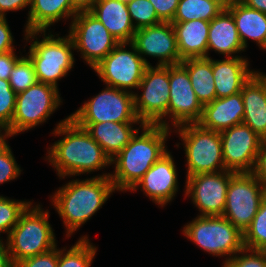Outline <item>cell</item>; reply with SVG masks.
<instances>
[{
	"mask_svg": "<svg viewBox=\"0 0 266 267\" xmlns=\"http://www.w3.org/2000/svg\"><path fill=\"white\" fill-rule=\"evenodd\" d=\"M52 134L64 137L48 148L46 158L60 179L91 173L112 165L102 147L70 116L60 121Z\"/></svg>",
	"mask_w": 266,
	"mask_h": 267,
	"instance_id": "6da1fadb",
	"label": "cell"
},
{
	"mask_svg": "<svg viewBox=\"0 0 266 267\" xmlns=\"http://www.w3.org/2000/svg\"><path fill=\"white\" fill-rule=\"evenodd\" d=\"M129 143L111 160L115 164L110 179L116 191L131 190L143 175L168 152L165 145L170 128L158 124H143Z\"/></svg>",
	"mask_w": 266,
	"mask_h": 267,
	"instance_id": "7a4b0ae2",
	"label": "cell"
},
{
	"mask_svg": "<svg viewBox=\"0 0 266 267\" xmlns=\"http://www.w3.org/2000/svg\"><path fill=\"white\" fill-rule=\"evenodd\" d=\"M110 175L104 173L81 181L72 179L51 196L52 205L65 224L66 237L91 219L116 190Z\"/></svg>",
	"mask_w": 266,
	"mask_h": 267,
	"instance_id": "3957f363",
	"label": "cell"
},
{
	"mask_svg": "<svg viewBox=\"0 0 266 267\" xmlns=\"http://www.w3.org/2000/svg\"><path fill=\"white\" fill-rule=\"evenodd\" d=\"M39 33L44 35L43 39L38 41ZM24 34L26 41L32 39L27 56L34 65L38 82L58 88V80L65 77L74 66L72 50H75V46L71 36L68 34L55 38L51 33L46 36V31H31Z\"/></svg>",
	"mask_w": 266,
	"mask_h": 267,
	"instance_id": "277c9868",
	"label": "cell"
},
{
	"mask_svg": "<svg viewBox=\"0 0 266 267\" xmlns=\"http://www.w3.org/2000/svg\"><path fill=\"white\" fill-rule=\"evenodd\" d=\"M30 204L7 237L13 264L49 252L57 247L55 235L49 224V210Z\"/></svg>",
	"mask_w": 266,
	"mask_h": 267,
	"instance_id": "5b68a950",
	"label": "cell"
},
{
	"mask_svg": "<svg viewBox=\"0 0 266 267\" xmlns=\"http://www.w3.org/2000/svg\"><path fill=\"white\" fill-rule=\"evenodd\" d=\"M186 238L212 256L230 260L244 248L243 233L224 216H197L183 227Z\"/></svg>",
	"mask_w": 266,
	"mask_h": 267,
	"instance_id": "8992f818",
	"label": "cell"
},
{
	"mask_svg": "<svg viewBox=\"0 0 266 267\" xmlns=\"http://www.w3.org/2000/svg\"><path fill=\"white\" fill-rule=\"evenodd\" d=\"M183 141L187 177L200 173L226 170L222 155L220 132L201 127L197 123L175 127Z\"/></svg>",
	"mask_w": 266,
	"mask_h": 267,
	"instance_id": "52a82bcc",
	"label": "cell"
},
{
	"mask_svg": "<svg viewBox=\"0 0 266 267\" xmlns=\"http://www.w3.org/2000/svg\"><path fill=\"white\" fill-rule=\"evenodd\" d=\"M69 116L77 124L141 122L135 111L134 92L110 86Z\"/></svg>",
	"mask_w": 266,
	"mask_h": 267,
	"instance_id": "ba28073f",
	"label": "cell"
},
{
	"mask_svg": "<svg viewBox=\"0 0 266 267\" xmlns=\"http://www.w3.org/2000/svg\"><path fill=\"white\" fill-rule=\"evenodd\" d=\"M58 90L53 85L37 82L18 93L12 123L7 132L14 136L46 122L62 103Z\"/></svg>",
	"mask_w": 266,
	"mask_h": 267,
	"instance_id": "9c48e42d",
	"label": "cell"
},
{
	"mask_svg": "<svg viewBox=\"0 0 266 267\" xmlns=\"http://www.w3.org/2000/svg\"><path fill=\"white\" fill-rule=\"evenodd\" d=\"M137 89L143 91L140 95L134 93L135 111L141 122L170 128L164 118L168 117L170 97L169 66H148Z\"/></svg>",
	"mask_w": 266,
	"mask_h": 267,
	"instance_id": "30bf717a",
	"label": "cell"
},
{
	"mask_svg": "<svg viewBox=\"0 0 266 267\" xmlns=\"http://www.w3.org/2000/svg\"><path fill=\"white\" fill-rule=\"evenodd\" d=\"M265 197L266 188L252 173H235L229 181L222 216L244 233Z\"/></svg>",
	"mask_w": 266,
	"mask_h": 267,
	"instance_id": "8fae6325",
	"label": "cell"
},
{
	"mask_svg": "<svg viewBox=\"0 0 266 267\" xmlns=\"http://www.w3.org/2000/svg\"><path fill=\"white\" fill-rule=\"evenodd\" d=\"M147 67L132 43H119L93 70L106 86L130 91L138 88Z\"/></svg>",
	"mask_w": 266,
	"mask_h": 267,
	"instance_id": "7c38bea8",
	"label": "cell"
},
{
	"mask_svg": "<svg viewBox=\"0 0 266 267\" xmlns=\"http://www.w3.org/2000/svg\"><path fill=\"white\" fill-rule=\"evenodd\" d=\"M69 28L75 50L80 51L82 58L92 69L119 44L102 22L89 11L78 12Z\"/></svg>",
	"mask_w": 266,
	"mask_h": 267,
	"instance_id": "4fadbf2b",
	"label": "cell"
},
{
	"mask_svg": "<svg viewBox=\"0 0 266 267\" xmlns=\"http://www.w3.org/2000/svg\"><path fill=\"white\" fill-rule=\"evenodd\" d=\"M231 171L200 173L186 178L185 197L190 196L199 209L198 216H222L226 204V195Z\"/></svg>",
	"mask_w": 266,
	"mask_h": 267,
	"instance_id": "5bb4252c",
	"label": "cell"
},
{
	"mask_svg": "<svg viewBox=\"0 0 266 267\" xmlns=\"http://www.w3.org/2000/svg\"><path fill=\"white\" fill-rule=\"evenodd\" d=\"M220 136L226 170L251 173L263 139L244 123L221 131Z\"/></svg>",
	"mask_w": 266,
	"mask_h": 267,
	"instance_id": "9a60e30c",
	"label": "cell"
},
{
	"mask_svg": "<svg viewBox=\"0 0 266 267\" xmlns=\"http://www.w3.org/2000/svg\"><path fill=\"white\" fill-rule=\"evenodd\" d=\"M169 83L168 117L172 119V126L197 123L203 105L193 90L187 70L181 64L169 65Z\"/></svg>",
	"mask_w": 266,
	"mask_h": 267,
	"instance_id": "2e32d148",
	"label": "cell"
},
{
	"mask_svg": "<svg viewBox=\"0 0 266 267\" xmlns=\"http://www.w3.org/2000/svg\"><path fill=\"white\" fill-rule=\"evenodd\" d=\"M148 66L145 55L158 58L157 66L177 65L182 62L177 49L172 23L161 22L137 29L131 42Z\"/></svg>",
	"mask_w": 266,
	"mask_h": 267,
	"instance_id": "e0dca14e",
	"label": "cell"
},
{
	"mask_svg": "<svg viewBox=\"0 0 266 267\" xmlns=\"http://www.w3.org/2000/svg\"><path fill=\"white\" fill-rule=\"evenodd\" d=\"M177 170L173 157L168 151L143 175L137 184L130 190L141 188L155 204L164 206L178 192Z\"/></svg>",
	"mask_w": 266,
	"mask_h": 267,
	"instance_id": "ac0fdd59",
	"label": "cell"
},
{
	"mask_svg": "<svg viewBox=\"0 0 266 267\" xmlns=\"http://www.w3.org/2000/svg\"><path fill=\"white\" fill-rule=\"evenodd\" d=\"M244 103L243 123L266 140V74L255 71L241 90Z\"/></svg>",
	"mask_w": 266,
	"mask_h": 267,
	"instance_id": "d6986e66",
	"label": "cell"
},
{
	"mask_svg": "<svg viewBox=\"0 0 266 267\" xmlns=\"http://www.w3.org/2000/svg\"><path fill=\"white\" fill-rule=\"evenodd\" d=\"M244 103L241 92L223 98H216L203 106L197 122L201 127L221 132L243 123Z\"/></svg>",
	"mask_w": 266,
	"mask_h": 267,
	"instance_id": "ffe728a7",
	"label": "cell"
},
{
	"mask_svg": "<svg viewBox=\"0 0 266 267\" xmlns=\"http://www.w3.org/2000/svg\"><path fill=\"white\" fill-rule=\"evenodd\" d=\"M212 59V72L216 98L228 97L241 92L244 83L253 75L249 61L244 57H225Z\"/></svg>",
	"mask_w": 266,
	"mask_h": 267,
	"instance_id": "44dd1931",
	"label": "cell"
},
{
	"mask_svg": "<svg viewBox=\"0 0 266 267\" xmlns=\"http://www.w3.org/2000/svg\"><path fill=\"white\" fill-rule=\"evenodd\" d=\"M119 43H131L136 29L131 21L127 3L118 0H97L89 11Z\"/></svg>",
	"mask_w": 266,
	"mask_h": 267,
	"instance_id": "7402d4cb",
	"label": "cell"
},
{
	"mask_svg": "<svg viewBox=\"0 0 266 267\" xmlns=\"http://www.w3.org/2000/svg\"><path fill=\"white\" fill-rule=\"evenodd\" d=\"M225 8L232 14L241 43L247 48L248 39L266 50V14L252 9L240 0H228Z\"/></svg>",
	"mask_w": 266,
	"mask_h": 267,
	"instance_id": "603a6c76",
	"label": "cell"
},
{
	"mask_svg": "<svg viewBox=\"0 0 266 267\" xmlns=\"http://www.w3.org/2000/svg\"><path fill=\"white\" fill-rule=\"evenodd\" d=\"M210 50L224 57H241L233 54L244 51L232 14L224 8L210 21L208 32L207 57Z\"/></svg>",
	"mask_w": 266,
	"mask_h": 267,
	"instance_id": "cb8c5ba5",
	"label": "cell"
},
{
	"mask_svg": "<svg viewBox=\"0 0 266 267\" xmlns=\"http://www.w3.org/2000/svg\"><path fill=\"white\" fill-rule=\"evenodd\" d=\"M142 122H101L93 124H78L85 128L90 136L102 147L105 154L112 160L130 141L137 132L134 124Z\"/></svg>",
	"mask_w": 266,
	"mask_h": 267,
	"instance_id": "d4e9b609",
	"label": "cell"
},
{
	"mask_svg": "<svg viewBox=\"0 0 266 267\" xmlns=\"http://www.w3.org/2000/svg\"><path fill=\"white\" fill-rule=\"evenodd\" d=\"M171 23L176 35L177 49L182 60L207 57L210 22L198 19Z\"/></svg>",
	"mask_w": 266,
	"mask_h": 267,
	"instance_id": "484cf974",
	"label": "cell"
},
{
	"mask_svg": "<svg viewBox=\"0 0 266 267\" xmlns=\"http://www.w3.org/2000/svg\"><path fill=\"white\" fill-rule=\"evenodd\" d=\"M25 32L46 31L61 19L77 15L70 0H31Z\"/></svg>",
	"mask_w": 266,
	"mask_h": 267,
	"instance_id": "4316f807",
	"label": "cell"
},
{
	"mask_svg": "<svg viewBox=\"0 0 266 267\" xmlns=\"http://www.w3.org/2000/svg\"><path fill=\"white\" fill-rule=\"evenodd\" d=\"M180 64L187 70L193 90L203 106L216 99L211 57L188 58Z\"/></svg>",
	"mask_w": 266,
	"mask_h": 267,
	"instance_id": "83f0119b",
	"label": "cell"
},
{
	"mask_svg": "<svg viewBox=\"0 0 266 267\" xmlns=\"http://www.w3.org/2000/svg\"><path fill=\"white\" fill-rule=\"evenodd\" d=\"M227 0H180L172 22L205 20L210 22L226 6Z\"/></svg>",
	"mask_w": 266,
	"mask_h": 267,
	"instance_id": "f1b7e54d",
	"label": "cell"
},
{
	"mask_svg": "<svg viewBox=\"0 0 266 267\" xmlns=\"http://www.w3.org/2000/svg\"><path fill=\"white\" fill-rule=\"evenodd\" d=\"M92 244L87 236H82L70 249H60L57 267H90L97 252Z\"/></svg>",
	"mask_w": 266,
	"mask_h": 267,
	"instance_id": "f546056e",
	"label": "cell"
},
{
	"mask_svg": "<svg viewBox=\"0 0 266 267\" xmlns=\"http://www.w3.org/2000/svg\"><path fill=\"white\" fill-rule=\"evenodd\" d=\"M243 244L247 249L266 251V197L260 203L250 226L243 233Z\"/></svg>",
	"mask_w": 266,
	"mask_h": 267,
	"instance_id": "4dcf8cb0",
	"label": "cell"
},
{
	"mask_svg": "<svg viewBox=\"0 0 266 267\" xmlns=\"http://www.w3.org/2000/svg\"><path fill=\"white\" fill-rule=\"evenodd\" d=\"M8 81L16 94L27 90L38 82L34 65L28 56H21L16 62Z\"/></svg>",
	"mask_w": 266,
	"mask_h": 267,
	"instance_id": "1f68e13d",
	"label": "cell"
},
{
	"mask_svg": "<svg viewBox=\"0 0 266 267\" xmlns=\"http://www.w3.org/2000/svg\"><path fill=\"white\" fill-rule=\"evenodd\" d=\"M32 204L30 201L14 200L0 196V233L7 237L19 221L21 214Z\"/></svg>",
	"mask_w": 266,
	"mask_h": 267,
	"instance_id": "d6a6232c",
	"label": "cell"
},
{
	"mask_svg": "<svg viewBox=\"0 0 266 267\" xmlns=\"http://www.w3.org/2000/svg\"><path fill=\"white\" fill-rule=\"evenodd\" d=\"M127 7L136 30L161 23L149 0H132L127 3Z\"/></svg>",
	"mask_w": 266,
	"mask_h": 267,
	"instance_id": "836d02e7",
	"label": "cell"
},
{
	"mask_svg": "<svg viewBox=\"0 0 266 267\" xmlns=\"http://www.w3.org/2000/svg\"><path fill=\"white\" fill-rule=\"evenodd\" d=\"M17 94L8 80L0 79V129L7 131L15 112Z\"/></svg>",
	"mask_w": 266,
	"mask_h": 267,
	"instance_id": "e575fe53",
	"label": "cell"
},
{
	"mask_svg": "<svg viewBox=\"0 0 266 267\" xmlns=\"http://www.w3.org/2000/svg\"><path fill=\"white\" fill-rule=\"evenodd\" d=\"M223 264L222 267H266V251L243 248Z\"/></svg>",
	"mask_w": 266,
	"mask_h": 267,
	"instance_id": "d590c367",
	"label": "cell"
},
{
	"mask_svg": "<svg viewBox=\"0 0 266 267\" xmlns=\"http://www.w3.org/2000/svg\"><path fill=\"white\" fill-rule=\"evenodd\" d=\"M13 156L10 146L0 154V184L16 179L21 169Z\"/></svg>",
	"mask_w": 266,
	"mask_h": 267,
	"instance_id": "8d00e7d4",
	"label": "cell"
},
{
	"mask_svg": "<svg viewBox=\"0 0 266 267\" xmlns=\"http://www.w3.org/2000/svg\"><path fill=\"white\" fill-rule=\"evenodd\" d=\"M58 255L59 249L55 247L49 252L25 258L15 264V267H57Z\"/></svg>",
	"mask_w": 266,
	"mask_h": 267,
	"instance_id": "74e56055",
	"label": "cell"
},
{
	"mask_svg": "<svg viewBox=\"0 0 266 267\" xmlns=\"http://www.w3.org/2000/svg\"><path fill=\"white\" fill-rule=\"evenodd\" d=\"M180 0H149L161 22H172Z\"/></svg>",
	"mask_w": 266,
	"mask_h": 267,
	"instance_id": "f35d334b",
	"label": "cell"
},
{
	"mask_svg": "<svg viewBox=\"0 0 266 267\" xmlns=\"http://www.w3.org/2000/svg\"><path fill=\"white\" fill-rule=\"evenodd\" d=\"M266 188V140L261 143L253 171L251 172Z\"/></svg>",
	"mask_w": 266,
	"mask_h": 267,
	"instance_id": "ab89813d",
	"label": "cell"
},
{
	"mask_svg": "<svg viewBox=\"0 0 266 267\" xmlns=\"http://www.w3.org/2000/svg\"><path fill=\"white\" fill-rule=\"evenodd\" d=\"M13 35L6 20V17H0V54L13 51Z\"/></svg>",
	"mask_w": 266,
	"mask_h": 267,
	"instance_id": "60d3db41",
	"label": "cell"
},
{
	"mask_svg": "<svg viewBox=\"0 0 266 267\" xmlns=\"http://www.w3.org/2000/svg\"><path fill=\"white\" fill-rule=\"evenodd\" d=\"M20 58L14 50L0 54V79L9 80L10 73Z\"/></svg>",
	"mask_w": 266,
	"mask_h": 267,
	"instance_id": "b9f144b4",
	"label": "cell"
},
{
	"mask_svg": "<svg viewBox=\"0 0 266 267\" xmlns=\"http://www.w3.org/2000/svg\"><path fill=\"white\" fill-rule=\"evenodd\" d=\"M31 0H0V17H5V12L18 11L27 6L30 7Z\"/></svg>",
	"mask_w": 266,
	"mask_h": 267,
	"instance_id": "7bdbcfd3",
	"label": "cell"
},
{
	"mask_svg": "<svg viewBox=\"0 0 266 267\" xmlns=\"http://www.w3.org/2000/svg\"><path fill=\"white\" fill-rule=\"evenodd\" d=\"M0 267H15L11 260L8 242L4 244L2 239H0Z\"/></svg>",
	"mask_w": 266,
	"mask_h": 267,
	"instance_id": "ee69618b",
	"label": "cell"
},
{
	"mask_svg": "<svg viewBox=\"0 0 266 267\" xmlns=\"http://www.w3.org/2000/svg\"><path fill=\"white\" fill-rule=\"evenodd\" d=\"M72 8L78 12H88L97 0H70Z\"/></svg>",
	"mask_w": 266,
	"mask_h": 267,
	"instance_id": "f6af8a7d",
	"label": "cell"
},
{
	"mask_svg": "<svg viewBox=\"0 0 266 267\" xmlns=\"http://www.w3.org/2000/svg\"><path fill=\"white\" fill-rule=\"evenodd\" d=\"M246 6L266 14V0H240Z\"/></svg>",
	"mask_w": 266,
	"mask_h": 267,
	"instance_id": "bcb514c9",
	"label": "cell"
},
{
	"mask_svg": "<svg viewBox=\"0 0 266 267\" xmlns=\"http://www.w3.org/2000/svg\"><path fill=\"white\" fill-rule=\"evenodd\" d=\"M12 137L7 131H0V154L9 146L5 138Z\"/></svg>",
	"mask_w": 266,
	"mask_h": 267,
	"instance_id": "7dc6e473",
	"label": "cell"
},
{
	"mask_svg": "<svg viewBox=\"0 0 266 267\" xmlns=\"http://www.w3.org/2000/svg\"><path fill=\"white\" fill-rule=\"evenodd\" d=\"M118 1H121V2H124V3H128V2H131L132 0H118Z\"/></svg>",
	"mask_w": 266,
	"mask_h": 267,
	"instance_id": "c3c4849f",
	"label": "cell"
}]
</instances>
